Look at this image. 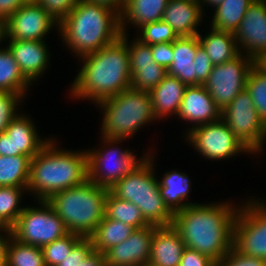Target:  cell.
I'll return each instance as SVG.
<instances>
[{
  "label": "cell",
  "mask_w": 266,
  "mask_h": 266,
  "mask_svg": "<svg viewBox=\"0 0 266 266\" xmlns=\"http://www.w3.org/2000/svg\"><path fill=\"white\" fill-rule=\"evenodd\" d=\"M239 207L240 204L229 201L189 205L174 213L172 226L185 248L207 255L217 263L233 247Z\"/></svg>",
  "instance_id": "cell-1"
},
{
  "label": "cell",
  "mask_w": 266,
  "mask_h": 266,
  "mask_svg": "<svg viewBox=\"0 0 266 266\" xmlns=\"http://www.w3.org/2000/svg\"><path fill=\"white\" fill-rule=\"evenodd\" d=\"M81 69L70 84L69 95L75 100H90L95 105L131 88L127 34L97 52L78 58Z\"/></svg>",
  "instance_id": "cell-2"
},
{
  "label": "cell",
  "mask_w": 266,
  "mask_h": 266,
  "mask_svg": "<svg viewBox=\"0 0 266 266\" xmlns=\"http://www.w3.org/2000/svg\"><path fill=\"white\" fill-rule=\"evenodd\" d=\"M56 138L31 159L27 192L33 202L46 201L59 191L82 184L88 179V155L85 150L62 149Z\"/></svg>",
  "instance_id": "cell-3"
},
{
  "label": "cell",
  "mask_w": 266,
  "mask_h": 266,
  "mask_svg": "<svg viewBox=\"0 0 266 266\" xmlns=\"http://www.w3.org/2000/svg\"><path fill=\"white\" fill-rule=\"evenodd\" d=\"M58 33L62 43L78 59L121 36L120 15L107 6L81 1L59 24Z\"/></svg>",
  "instance_id": "cell-4"
},
{
  "label": "cell",
  "mask_w": 266,
  "mask_h": 266,
  "mask_svg": "<svg viewBox=\"0 0 266 266\" xmlns=\"http://www.w3.org/2000/svg\"><path fill=\"white\" fill-rule=\"evenodd\" d=\"M108 188L87 179L51 195L46 202L63 220L69 233L90 238L105 215Z\"/></svg>",
  "instance_id": "cell-5"
},
{
  "label": "cell",
  "mask_w": 266,
  "mask_h": 266,
  "mask_svg": "<svg viewBox=\"0 0 266 266\" xmlns=\"http://www.w3.org/2000/svg\"><path fill=\"white\" fill-rule=\"evenodd\" d=\"M150 150L149 148L147 155L137 166L115 183L109 191L115 197L136 205L150 225L170 226L173 223L174 214L161 197L154 168L156 158H153L154 152Z\"/></svg>",
  "instance_id": "cell-6"
},
{
  "label": "cell",
  "mask_w": 266,
  "mask_h": 266,
  "mask_svg": "<svg viewBox=\"0 0 266 266\" xmlns=\"http://www.w3.org/2000/svg\"><path fill=\"white\" fill-rule=\"evenodd\" d=\"M101 113V136L110 139L133 138L139 129L157 121L152 111L149 92L128 88L116 96L99 101ZM145 125V126H144Z\"/></svg>",
  "instance_id": "cell-7"
},
{
  "label": "cell",
  "mask_w": 266,
  "mask_h": 266,
  "mask_svg": "<svg viewBox=\"0 0 266 266\" xmlns=\"http://www.w3.org/2000/svg\"><path fill=\"white\" fill-rule=\"evenodd\" d=\"M122 142H125V139L102 137L100 146L86 149L90 181L110 189L147 155L143 153L142 157L138 158L129 148L119 147Z\"/></svg>",
  "instance_id": "cell-8"
},
{
  "label": "cell",
  "mask_w": 266,
  "mask_h": 266,
  "mask_svg": "<svg viewBox=\"0 0 266 266\" xmlns=\"http://www.w3.org/2000/svg\"><path fill=\"white\" fill-rule=\"evenodd\" d=\"M36 206H26L11 227L12 237L21 243L43 247L68 234L63 220L50 205L39 200Z\"/></svg>",
  "instance_id": "cell-9"
},
{
  "label": "cell",
  "mask_w": 266,
  "mask_h": 266,
  "mask_svg": "<svg viewBox=\"0 0 266 266\" xmlns=\"http://www.w3.org/2000/svg\"><path fill=\"white\" fill-rule=\"evenodd\" d=\"M239 203L233 246L244 255L266 261V200L255 196Z\"/></svg>",
  "instance_id": "cell-10"
},
{
  "label": "cell",
  "mask_w": 266,
  "mask_h": 266,
  "mask_svg": "<svg viewBox=\"0 0 266 266\" xmlns=\"http://www.w3.org/2000/svg\"><path fill=\"white\" fill-rule=\"evenodd\" d=\"M221 119L251 154L258 155L264 150L266 125L259 118L251 95L246 89L221 111Z\"/></svg>",
  "instance_id": "cell-11"
},
{
  "label": "cell",
  "mask_w": 266,
  "mask_h": 266,
  "mask_svg": "<svg viewBox=\"0 0 266 266\" xmlns=\"http://www.w3.org/2000/svg\"><path fill=\"white\" fill-rule=\"evenodd\" d=\"M183 137L198 155L210 161L231 159L242 153L251 154L222 119L189 129Z\"/></svg>",
  "instance_id": "cell-12"
},
{
  "label": "cell",
  "mask_w": 266,
  "mask_h": 266,
  "mask_svg": "<svg viewBox=\"0 0 266 266\" xmlns=\"http://www.w3.org/2000/svg\"><path fill=\"white\" fill-rule=\"evenodd\" d=\"M252 67L253 59L241 53L233 60L214 65L203 86L221 111L245 89Z\"/></svg>",
  "instance_id": "cell-13"
},
{
  "label": "cell",
  "mask_w": 266,
  "mask_h": 266,
  "mask_svg": "<svg viewBox=\"0 0 266 266\" xmlns=\"http://www.w3.org/2000/svg\"><path fill=\"white\" fill-rule=\"evenodd\" d=\"M52 28L59 31V23L37 2H26L5 21V39L46 40Z\"/></svg>",
  "instance_id": "cell-14"
},
{
  "label": "cell",
  "mask_w": 266,
  "mask_h": 266,
  "mask_svg": "<svg viewBox=\"0 0 266 266\" xmlns=\"http://www.w3.org/2000/svg\"><path fill=\"white\" fill-rule=\"evenodd\" d=\"M29 115L19 113L0 134V155H26L34 158L52 137L43 138Z\"/></svg>",
  "instance_id": "cell-15"
},
{
  "label": "cell",
  "mask_w": 266,
  "mask_h": 266,
  "mask_svg": "<svg viewBox=\"0 0 266 266\" xmlns=\"http://www.w3.org/2000/svg\"><path fill=\"white\" fill-rule=\"evenodd\" d=\"M241 54L254 59L266 52V1H254L234 33Z\"/></svg>",
  "instance_id": "cell-16"
},
{
  "label": "cell",
  "mask_w": 266,
  "mask_h": 266,
  "mask_svg": "<svg viewBox=\"0 0 266 266\" xmlns=\"http://www.w3.org/2000/svg\"><path fill=\"white\" fill-rule=\"evenodd\" d=\"M156 227L147 225L137 228L126 240L108 249L104 253L107 266H148Z\"/></svg>",
  "instance_id": "cell-17"
},
{
  "label": "cell",
  "mask_w": 266,
  "mask_h": 266,
  "mask_svg": "<svg viewBox=\"0 0 266 266\" xmlns=\"http://www.w3.org/2000/svg\"><path fill=\"white\" fill-rule=\"evenodd\" d=\"M6 46L12 53L24 77L33 85L49 68V47L45 40H8Z\"/></svg>",
  "instance_id": "cell-18"
},
{
  "label": "cell",
  "mask_w": 266,
  "mask_h": 266,
  "mask_svg": "<svg viewBox=\"0 0 266 266\" xmlns=\"http://www.w3.org/2000/svg\"><path fill=\"white\" fill-rule=\"evenodd\" d=\"M175 118L191 124L185 130L187 132L197 126L220 120L221 110L203 85H192L187 86Z\"/></svg>",
  "instance_id": "cell-19"
},
{
  "label": "cell",
  "mask_w": 266,
  "mask_h": 266,
  "mask_svg": "<svg viewBox=\"0 0 266 266\" xmlns=\"http://www.w3.org/2000/svg\"><path fill=\"white\" fill-rule=\"evenodd\" d=\"M206 16L198 0H169L162 20L168 23L178 37L200 33V23Z\"/></svg>",
  "instance_id": "cell-20"
},
{
  "label": "cell",
  "mask_w": 266,
  "mask_h": 266,
  "mask_svg": "<svg viewBox=\"0 0 266 266\" xmlns=\"http://www.w3.org/2000/svg\"><path fill=\"white\" fill-rule=\"evenodd\" d=\"M185 244L172 226H159L154 230L148 266H179Z\"/></svg>",
  "instance_id": "cell-21"
},
{
  "label": "cell",
  "mask_w": 266,
  "mask_h": 266,
  "mask_svg": "<svg viewBox=\"0 0 266 266\" xmlns=\"http://www.w3.org/2000/svg\"><path fill=\"white\" fill-rule=\"evenodd\" d=\"M187 85L177 77L166 75L165 78L150 92L152 111L157 119L164 120L167 116L178 115L181 101Z\"/></svg>",
  "instance_id": "cell-22"
},
{
  "label": "cell",
  "mask_w": 266,
  "mask_h": 266,
  "mask_svg": "<svg viewBox=\"0 0 266 266\" xmlns=\"http://www.w3.org/2000/svg\"><path fill=\"white\" fill-rule=\"evenodd\" d=\"M200 46L198 35L182 36L173 41V60L167 74L177 77L187 86L195 85L196 50Z\"/></svg>",
  "instance_id": "cell-23"
},
{
  "label": "cell",
  "mask_w": 266,
  "mask_h": 266,
  "mask_svg": "<svg viewBox=\"0 0 266 266\" xmlns=\"http://www.w3.org/2000/svg\"><path fill=\"white\" fill-rule=\"evenodd\" d=\"M160 178L158 183L161 197L164 200V204L173 214L189 205L198 204L188 200L190 199L192 181L186 173L176 169L169 170Z\"/></svg>",
  "instance_id": "cell-24"
},
{
  "label": "cell",
  "mask_w": 266,
  "mask_h": 266,
  "mask_svg": "<svg viewBox=\"0 0 266 266\" xmlns=\"http://www.w3.org/2000/svg\"><path fill=\"white\" fill-rule=\"evenodd\" d=\"M169 0H127L120 14V30L126 33L128 27H136V31L146 24L160 21Z\"/></svg>",
  "instance_id": "cell-25"
},
{
  "label": "cell",
  "mask_w": 266,
  "mask_h": 266,
  "mask_svg": "<svg viewBox=\"0 0 266 266\" xmlns=\"http://www.w3.org/2000/svg\"><path fill=\"white\" fill-rule=\"evenodd\" d=\"M209 28V33L204 36L198 34V40L214 65L233 60L240 54L233 33Z\"/></svg>",
  "instance_id": "cell-26"
},
{
  "label": "cell",
  "mask_w": 266,
  "mask_h": 266,
  "mask_svg": "<svg viewBox=\"0 0 266 266\" xmlns=\"http://www.w3.org/2000/svg\"><path fill=\"white\" fill-rule=\"evenodd\" d=\"M134 230V227L104 215L90 239L95 251L105 253L111 247L126 240Z\"/></svg>",
  "instance_id": "cell-27"
},
{
  "label": "cell",
  "mask_w": 266,
  "mask_h": 266,
  "mask_svg": "<svg viewBox=\"0 0 266 266\" xmlns=\"http://www.w3.org/2000/svg\"><path fill=\"white\" fill-rule=\"evenodd\" d=\"M253 0H224L213 11L209 26L219 31L235 33Z\"/></svg>",
  "instance_id": "cell-28"
},
{
  "label": "cell",
  "mask_w": 266,
  "mask_h": 266,
  "mask_svg": "<svg viewBox=\"0 0 266 266\" xmlns=\"http://www.w3.org/2000/svg\"><path fill=\"white\" fill-rule=\"evenodd\" d=\"M32 84L24 77L12 53L0 47V92L11 91L27 96Z\"/></svg>",
  "instance_id": "cell-29"
},
{
  "label": "cell",
  "mask_w": 266,
  "mask_h": 266,
  "mask_svg": "<svg viewBox=\"0 0 266 266\" xmlns=\"http://www.w3.org/2000/svg\"><path fill=\"white\" fill-rule=\"evenodd\" d=\"M31 158L26 155H0V187L27 188Z\"/></svg>",
  "instance_id": "cell-30"
},
{
  "label": "cell",
  "mask_w": 266,
  "mask_h": 266,
  "mask_svg": "<svg viewBox=\"0 0 266 266\" xmlns=\"http://www.w3.org/2000/svg\"><path fill=\"white\" fill-rule=\"evenodd\" d=\"M105 216L109 219L119 220L135 229L150 225L136 205L115 197L110 191L105 200Z\"/></svg>",
  "instance_id": "cell-31"
},
{
  "label": "cell",
  "mask_w": 266,
  "mask_h": 266,
  "mask_svg": "<svg viewBox=\"0 0 266 266\" xmlns=\"http://www.w3.org/2000/svg\"><path fill=\"white\" fill-rule=\"evenodd\" d=\"M6 266H46L42 248L21 243L11 236L6 250Z\"/></svg>",
  "instance_id": "cell-32"
},
{
  "label": "cell",
  "mask_w": 266,
  "mask_h": 266,
  "mask_svg": "<svg viewBox=\"0 0 266 266\" xmlns=\"http://www.w3.org/2000/svg\"><path fill=\"white\" fill-rule=\"evenodd\" d=\"M131 88L150 92L167 75V70L155 61L152 64L130 67Z\"/></svg>",
  "instance_id": "cell-33"
},
{
  "label": "cell",
  "mask_w": 266,
  "mask_h": 266,
  "mask_svg": "<svg viewBox=\"0 0 266 266\" xmlns=\"http://www.w3.org/2000/svg\"><path fill=\"white\" fill-rule=\"evenodd\" d=\"M27 188L0 187V217L12 227L24 210L22 199Z\"/></svg>",
  "instance_id": "cell-34"
},
{
  "label": "cell",
  "mask_w": 266,
  "mask_h": 266,
  "mask_svg": "<svg viewBox=\"0 0 266 266\" xmlns=\"http://www.w3.org/2000/svg\"><path fill=\"white\" fill-rule=\"evenodd\" d=\"M134 35L143 44L154 45L162 42H173L178 38L173 28L163 20L155 21L139 28Z\"/></svg>",
  "instance_id": "cell-35"
},
{
  "label": "cell",
  "mask_w": 266,
  "mask_h": 266,
  "mask_svg": "<svg viewBox=\"0 0 266 266\" xmlns=\"http://www.w3.org/2000/svg\"><path fill=\"white\" fill-rule=\"evenodd\" d=\"M82 239L81 236L68 233L42 247L46 266H56L68 256L72 248Z\"/></svg>",
  "instance_id": "cell-36"
},
{
  "label": "cell",
  "mask_w": 266,
  "mask_h": 266,
  "mask_svg": "<svg viewBox=\"0 0 266 266\" xmlns=\"http://www.w3.org/2000/svg\"><path fill=\"white\" fill-rule=\"evenodd\" d=\"M245 89L251 95L253 106L257 109L259 118L266 125V76L251 68Z\"/></svg>",
  "instance_id": "cell-37"
},
{
  "label": "cell",
  "mask_w": 266,
  "mask_h": 266,
  "mask_svg": "<svg viewBox=\"0 0 266 266\" xmlns=\"http://www.w3.org/2000/svg\"><path fill=\"white\" fill-rule=\"evenodd\" d=\"M23 98L27 97H24L21 93L0 92V134L6 131L10 122L21 112L19 110L24 101Z\"/></svg>",
  "instance_id": "cell-38"
},
{
  "label": "cell",
  "mask_w": 266,
  "mask_h": 266,
  "mask_svg": "<svg viewBox=\"0 0 266 266\" xmlns=\"http://www.w3.org/2000/svg\"><path fill=\"white\" fill-rule=\"evenodd\" d=\"M83 0H37L36 2L57 22L61 23L69 12Z\"/></svg>",
  "instance_id": "cell-39"
},
{
  "label": "cell",
  "mask_w": 266,
  "mask_h": 266,
  "mask_svg": "<svg viewBox=\"0 0 266 266\" xmlns=\"http://www.w3.org/2000/svg\"><path fill=\"white\" fill-rule=\"evenodd\" d=\"M129 34H127V47L129 52L130 67H139V65L152 64L154 57L150 45L143 44L135 37L129 43Z\"/></svg>",
  "instance_id": "cell-40"
},
{
  "label": "cell",
  "mask_w": 266,
  "mask_h": 266,
  "mask_svg": "<svg viewBox=\"0 0 266 266\" xmlns=\"http://www.w3.org/2000/svg\"><path fill=\"white\" fill-rule=\"evenodd\" d=\"M216 266H266V261L240 253L234 246L226 253Z\"/></svg>",
  "instance_id": "cell-41"
},
{
  "label": "cell",
  "mask_w": 266,
  "mask_h": 266,
  "mask_svg": "<svg viewBox=\"0 0 266 266\" xmlns=\"http://www.w3.org/2000/svg\"><path fill=\"white\" fill-rule=\"evenodd\" d=\"M194 63L195 85H204L213 70L214 64L211 62L209 56L201 45L196 50Z\"/></svg>",
  "instance_id": "cell-42"
},
{
  "label": "cell",
  "mask_w": 266,
  "mask_h": 266,
  "mask_svg": "<svg viewBox=\"0 0 266 266\" xmlns=\"http://www.w3.org/2000/svg\"><path fill=\"white\" fill-rule=\"evenodd\" d=\"M94 250L90 238H82L69 252L63 261L56 266H76L79 261L84 260Z\"/></svg>",
  "instance_id": "cell-43"
},
{
  "label": "cell",
  "mask_w": 266,
  "mask_h": 266,
  "mask_svg": "<svg viewBox=\"0 0 266 266\" xmlns=\"http://www.w3.org/2000/svg\"><path fill=\"white\" fill-rule=\"evenodd\" d=\"M154 61L166 70L171 66L173 60V42H162L150 45Z\"/></svg>",
  "instance_id": "cell-44"
},
{
  "label": "cell",
  "mask_w": 266,
  "mask_h": 266,
  "mask_svg": "<svg viewBox=\"0 0 266 266\" xmlns=\"http://www.w3.org/2000/svg\"><path fill=\"white\" fill-rule=\"evenodd\" d=\"M179 266H216V262L207 255L185 248Z\"/></svg>",
  "instance_id": "cell-45"
},
{
  "label": "cell",
  "mask_w": 266,
  "mask_h": 266,
  "mask_svg": "<svg viewBox=\"0 0 266 266\" xmlns=\"http://www.w3.org/2000/svg\"><path fill=\"white\" fill-rule=\"evenodd\" d=\"M25 3L24 0H0V18L6 21Z\"/></svg>",
  "instance_id": "cell-46"
},
{
  "label": "cell",
  "mask_w": 266,
  "mask_h": 266,
  "mask_svg": "<svg viewBox=\"0 0 266 266\" xmlns=\"http://www.w3.org/2000/svg\"><path fill=\"white\" fill-rule=\"evenodd\" d=\"M76 266H107L104 253L93 250L87 258L79 261Z\"/></svg>",
  "instance_id": "cell-47"
},
{
  "label": "cell",
  "mask_w": 266,
  "mask_h": 266,
  "mask_svg": "<svg viewBox=\"0 0 266 266\" xmlns=\"http://www.w3.org/2000/svg\"><path fill=\"white\" fill-rule=\"evenodd\" d=\"M83 1L107 6L120 15L125 8L127 0H83Z\"/></svg>",
  "instance_id": "cell-48"
},
{
  "label": "cell",
  "mask_w": 266,
  "mask_h": 266,
  "mask_svg": "<svg viewBox=\"0 0 266 266\" xmlns=\"http://www.w3.org/2000/svg\"><path fill=\"white\" fill-rule=\"evenodd\" d=\"M253 67L262 75L266 76V52L257 55L253 59Z\"/></svg>",
  "instance_id": "cell-49"
},
{
  "label": "cell",
  "mask_w": 266,
  "mask_h": 266,
  "mask_svg": "<svg viewBox=\"0 0 266 266\" xmlns=\"http://www.w3.org/2000/svg\"><path fill=\"white\" fill-rule=\"evenodd\" d=\"M12 235H0V266H6V250Z\"/></svg>",
  "instance_id": "cell-50"
},
{
  "label": "cell",
  "mask_w": 266,
  "mask_h": 266,
  "mask_svg": "<svg viewBox=\"0 0 266 266\" xmlns=\"http://www.w3.org/2000/svg\"><path fill=\"white\" fill-rule=\"evenodd\" d=\"M224 0H199L203 13L205 12L207 5L213 8H217ZM205 6V7H204Z\"/></svg>",
  "instance_id": "cell-51"
},
{
  "label": "cell",
  "mask_w": 266,
  "mask_h": 266,
  "mask_svg": "<svg viewBox=\"0 0 266 266\" xmlns=\"http://www.w3.org/2000/svg\"><path fill=\"white\" fill-rule=\"evenodd\" d=\"M0 235H12L11 227L0 217Z\"/></svg>",
  "instance_id": "cell-52"
},
{
  "label": "cell",
  "mask_w": 266,
  "mask_h": 266,
  "mask_svg": "<svg viewBox=\"0 0 266 266\" xmlns=\"http://www.w3.org/2000/svg\"><path fill=\"white\" fill-rule=\"evenodd\" d=\"M5 41V21L0 18V45Z\"/></svg>",
  "instance_id": "cell-53"
},
{
  "label": "cell",
  "mask_w": 266,
  "mask_h": 266,
  "mask_svg": "<svg viewBox=\"0 0 266 266\" xmlns=\"http://www.w3.org/2000/svg\"><path fill=\"white\" fill-rule=\"evenodd\" d=\"M25 2H36L37 0H24Z\"/></svg>",
  "instance_id": "cell-54"
}]
</instances>
